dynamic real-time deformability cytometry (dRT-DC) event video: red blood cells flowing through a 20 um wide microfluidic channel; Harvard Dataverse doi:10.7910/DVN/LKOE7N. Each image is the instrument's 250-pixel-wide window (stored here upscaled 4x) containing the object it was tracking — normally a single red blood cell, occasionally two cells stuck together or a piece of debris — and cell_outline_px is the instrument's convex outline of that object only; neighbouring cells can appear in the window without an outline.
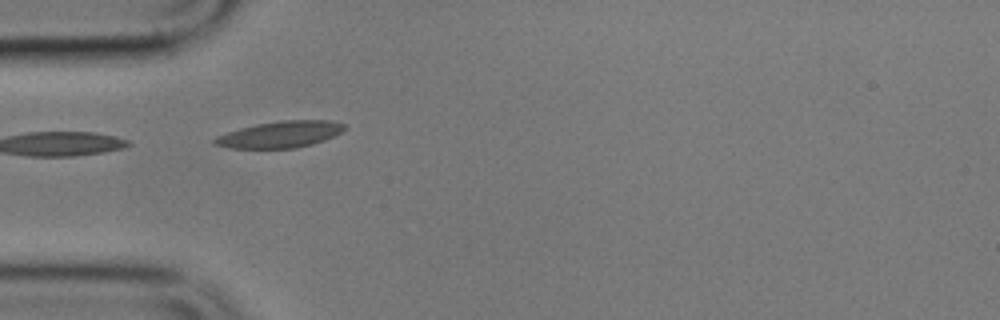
{"species": "common noctule bat (a hibernating species)", "species_latin": "Nyctalus noctula", "temperature_condition": "cold", "stored_images_in_passage": 3, "camera_frame_rate_fps": 3000, "um_per_image_px": 0.085, "animal": {"sex": "male", "body_mass_g": 17.9}, "frame": {"image": 1, "passage_image": 3, "time_ms": 2.333, "image_size_px": [1000, 320], "cell_outline_px": [[348, 128], [324, 140], [312, 144], [296, 148], [228, 148], [212, 144], [212, 140], [216, 136], [240, 128], [256, 124], [284, 120], [328, 120], [344, 124]], "centroid_in_image_um": [23.79, 11.43], "position_along_channel_um": 61.2, "area_um2": 20.0}}